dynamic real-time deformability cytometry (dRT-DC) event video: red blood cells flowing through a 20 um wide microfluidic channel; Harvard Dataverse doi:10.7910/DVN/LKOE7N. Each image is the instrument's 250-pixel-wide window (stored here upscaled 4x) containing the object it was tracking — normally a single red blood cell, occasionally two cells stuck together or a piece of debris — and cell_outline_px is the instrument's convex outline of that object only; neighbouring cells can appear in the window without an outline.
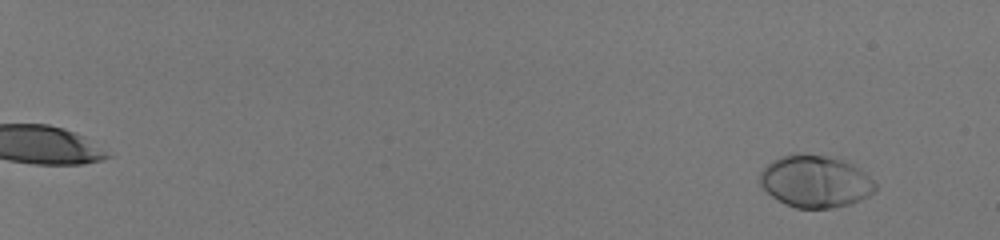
{"species": "human", "species_latin": "Homo sapiens", "temperature_condition": "room temperature", "stored_images_in_passage": 57, "camera_frame_rate_fps": 3000, "um_per_image_px": 0.085, "donor": {"sex": "male"}, "frame": {"image": 1, "passage_image": 5, "time_ms": 1.333, "image_size_px": [1000, 240], "cell_outline_px": [[876, 192], [860, 200], [848, 204], [832, 208], [796, 208], [784, 204], [776, 200], [760, 184], [760, 172], [772, 160], [780, 156], [796, 152], [804, 152], [844, 160], [852, 164], [864, 172], [876, 184]], "centroid_in_image_um": [69.28, 15.41], "position_along_channel_um": 15.7, "area_um2": 35.26}}
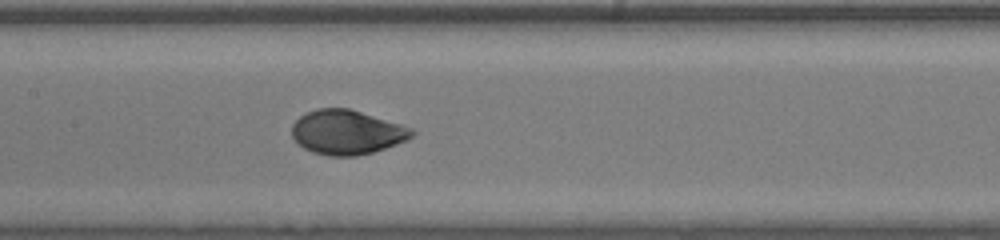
{"frame": {"image": 2, "passage_image": 35, "time_ms": 11.333, "image_size_px": [1000, 240], "cell_outline_px": [[416, 132], [408, 140], [372, 152], [356, 156], [328, 156], [312, 152], [304, 148], [292, 136], [292, 124], [300, 116], [316, 108], [348, 108], [400, 124], [412, 128]], "centroid_in_image_um": [29.48, 11.24], "position_along_channel_um": 177.9, "area_um2": 30.87}}
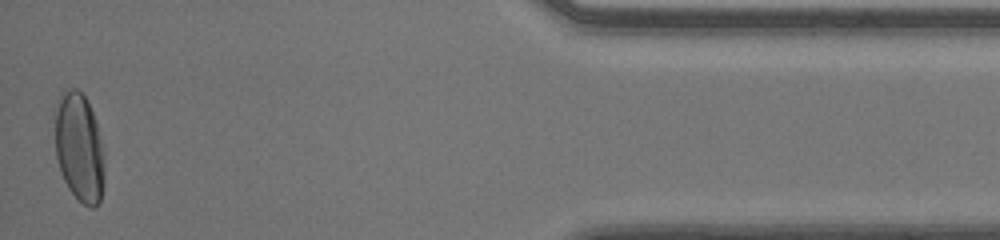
{"frame": {"image": 3, "passage_image": 57, "time_ms": 18.667, "image_size_px": [1000, 240], "cell_outline_px": [[104, 184], [100, 200], [96, 208], [92, 208], [84, 204], [68, 188], [60, 172], [56, 156], [56, 112], [60, 100], [64, 92], [72, 88], [76, 88], [88, 100], [96, 120], [104, 152]], "centroid_in_image_um": [6.78, 12.58], "position_along_channel_um": 428.4, "area_um2": 31.21}, "authors_computed_cell_mechanics": {"area_um2": 31.501, "velocity_mm_per_s": 4.0903, "shape_relaxation_time_tau1_ms": 2.7975, "shape_relaxation_time_tau2_ms": null, "deformation_change_tau1": 0.1875, "deformation_change_tau2": null}}